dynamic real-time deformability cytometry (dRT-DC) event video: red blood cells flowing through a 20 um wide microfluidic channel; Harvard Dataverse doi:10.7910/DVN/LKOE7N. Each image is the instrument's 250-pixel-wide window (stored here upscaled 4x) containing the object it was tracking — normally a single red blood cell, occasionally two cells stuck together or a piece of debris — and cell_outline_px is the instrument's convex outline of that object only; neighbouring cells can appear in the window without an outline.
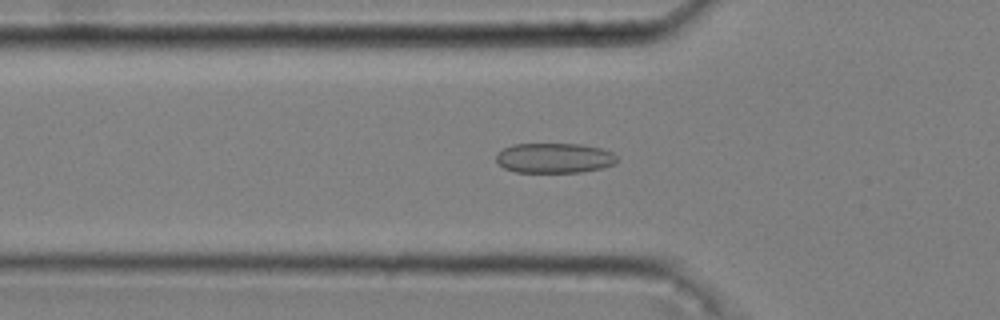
{"species": "common noctule bat (a hibernating species)", "species_latin": "Nyctalus noctula", "temperature_condition": "cold", "stored_images_in_passage": 49, "camera_frame_rate_fps": 3000, "um_per_image_px": 0.085, "animal": {"sex": "male", "body_mass_g": 20.4}, "frame": {"image": 1, "passage_image": 14, "time_ms": 4.333, "image_size_px": [1000, 320], "cell_outline_px": [[616, 160], [612, 164], [604, 168], [584, 172], [516, 172], [504, 168], [496, 160], [496, 156], [504, 148], [512, 144], [584, 144], [600, 148], [612, 152], [616, 156]], "centroid_in_image_um": [47.13, 13.43], "position_along_channel_um": 78.7, "area_um2": 21.1}}
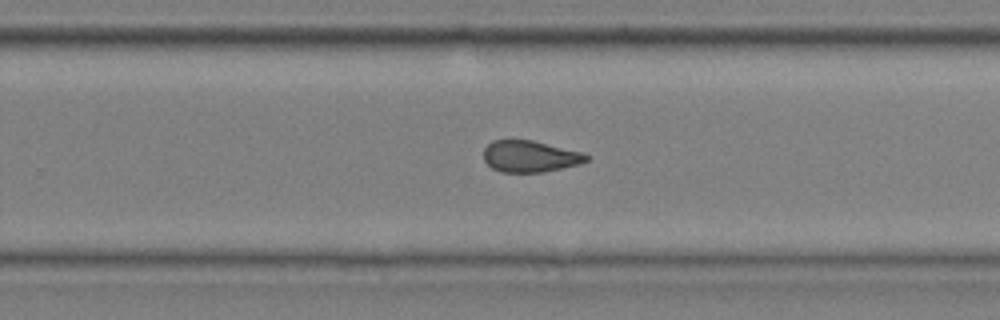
{"frame": {"image": 2, "passage_image": 31, "time_ms": 10.0, "image_size_px": [1000, 320], "cell_outline_px": [[588, 160], [580, 164], [544, 172], [500, 172], [492, 168], [484, 160], [484, 148], [492, 140], [532, 140], [584, 152], [588, 156]], "centroid_in_image_um": [45.06, 13.29], "position_along_channel_um": 284.7, "area_um2": 18.96}}
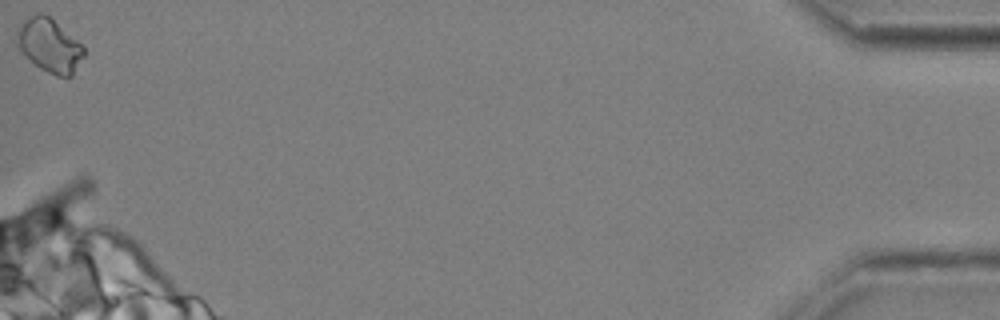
{"frame": {"image": 3, "passage_image": 49, "time_ms": 16.0, "image_size_px": [1000, 320], "cell_outline_px": [[84, 56], [72, 76], [56, 76], [40, 68], [16, 44], [16, 32], [20, 24], [28, 16], [36, 12], [40, 12], [48, 16], [80, 44], [84, 48]], "centroid_in_image_um": [4.18, 3.85], "position_along_channel_um": 431.0, "area_um2": 20.35}, "authors_computed_cell_mechanics": {"area_um2": 19.8254, "velocity_mm_per_s": 3.6361, "shape_relaxation_time_tau1_ms": null, "shape_relaxation_time_tau2_ms": 1.7466, "deformation_change_tau1": null, "deformation_change_tau2": 0.0896}}